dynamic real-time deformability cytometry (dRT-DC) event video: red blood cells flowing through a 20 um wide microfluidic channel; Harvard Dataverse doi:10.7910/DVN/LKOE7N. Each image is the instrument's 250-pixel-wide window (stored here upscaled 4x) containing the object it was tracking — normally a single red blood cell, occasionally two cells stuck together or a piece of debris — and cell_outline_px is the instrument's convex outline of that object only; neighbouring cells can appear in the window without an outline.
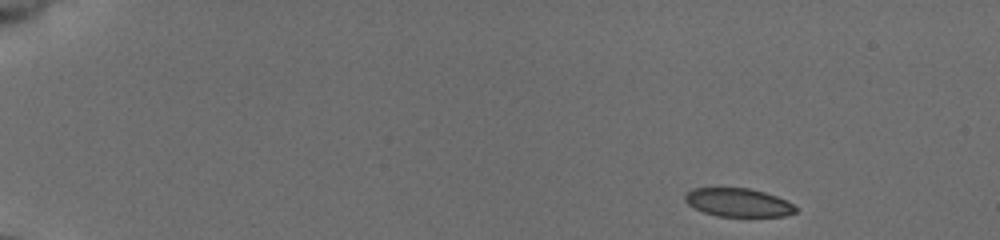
{"species": "common noctule bat (a hibernating species)", "species_latin": "Nyctalus noctula", "temperature_condition": "cold", "stored_images_in_passage": 49, "camera_frame_rate_fps": 3000, "um_per_image_px": 0.085, "animal": {"sex": "female", "body_mass_g": 19.5, "forearm_length_mm": 54.1}, "frame": {"image": 1, "passage_image": 1, "time_ms": 0.0, "image_size_px": [1000, 240], "cell_outline_px": [[796, 212], [784, 216], [716, 216], [704, 212], [688, 204], [684, 200], [684, 196], [692, 188], [748, 188], [764, 192], [776, 196], [792, 204], [796, 208]], "centroid_in_image_um": [62.72, 17.21], "position_along_channel_um": 22.3, "area_um2": 18.09}}
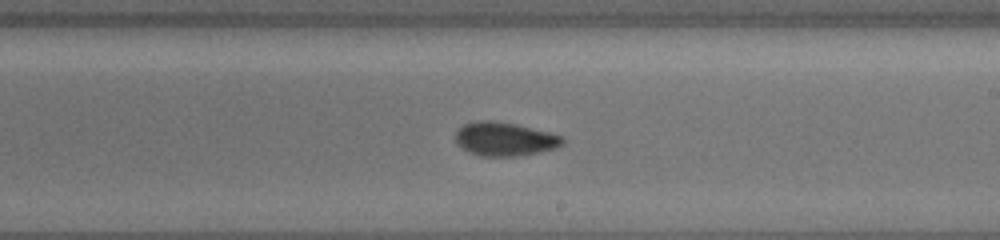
{"frame": {"image": 2, "passage_image": 28, "time_ms": 9.0, "image_size_px": [1000, 240], "cell_outline_px": [[564, 140], [556, 148], [540, 152], [520, 156], [480, 156], [468, 152], [456, 144], [456, 128], [464, 124], [476, 120], [496, 120], [516, 124], [552, 132], [564, 136]], "centroid_in_image_um": [42.88, 11.8], "position_along_channel_um": 246.1, "area_um2": 21.44}}
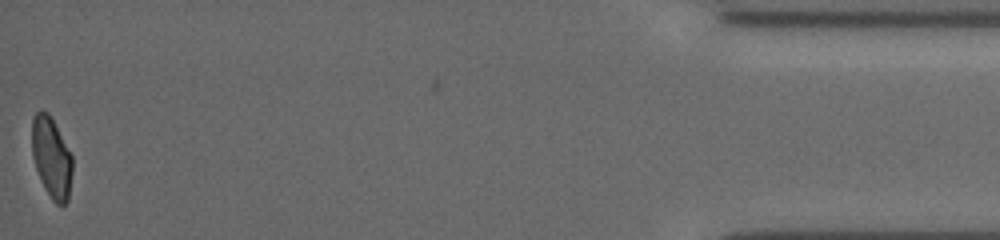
{"frame": {"image": 3, "passage_image": 48, "time_ms": 15.667, "image_size_px": [1000, 240], "cell_outline_px": [[72, 172], [68, 200], [64, 204], [56, 204], [52, 200], [44, 188], [36, 168], [32, 156], [32, 116], [36, 112], [48, 112], [72, 156]], "centroid_in_image_um": [4.37, 13.41], "position_along_channel_um": 430.8, "area_um2": 18.79}, "authors_computed_cell_mechanics": {"area_um2": 20.2878, "velocity_mm_per_s": 3.9191, "shape_relaxation_time_tau1_ms": 3.8084, "shape_relaxation_time_tau2_ms": 1.5739, "deformation_change_tau1": 0.1114, "deformation_change_tau2": 0.0536}}